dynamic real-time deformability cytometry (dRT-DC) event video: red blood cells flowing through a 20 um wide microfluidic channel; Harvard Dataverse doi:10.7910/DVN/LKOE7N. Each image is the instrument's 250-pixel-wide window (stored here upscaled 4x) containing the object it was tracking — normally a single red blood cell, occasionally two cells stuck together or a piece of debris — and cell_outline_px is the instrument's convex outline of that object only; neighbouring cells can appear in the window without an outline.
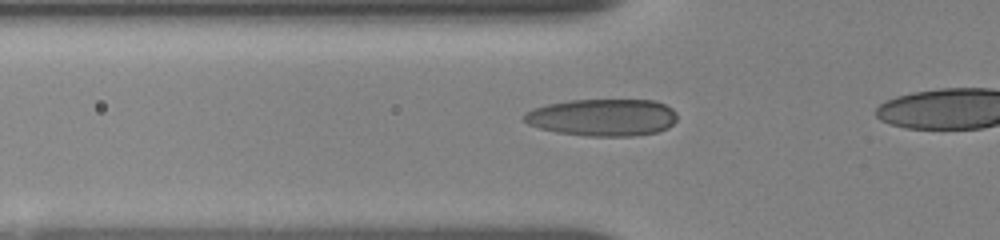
{"species": "human", "species_latin": "Homo sapiens", "temperature_condition": "room temperature", "stored_images_in_passage": 21, "camera_frame_rate_fps": 3000, "um_per_image_px": 0.085, "donor": {"sex": "female"}, "frame": {"image": 1, "passage_image": 15, "time_ms": 4.667, "image_size_px": [1000, 240], "cell_outline_px": [[676, 120], [668, 128], [656, 132], [632, 136], [588, 136], [556, 132], [540, 128], [528, 124], [524, 120], [524, 112], [532, 108], [548, 104], [572, 100], [656, 100], [672, 108], [676, 112]], "centroid_in_image_um": [51.22, 9.98], "position_along_channel_um": 74.6, "area_um2": 33.18}}
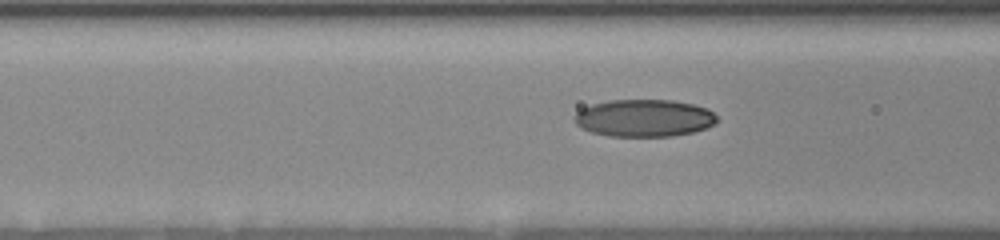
{"frame": {"image": 2, "passage_image": 18, "time_ms": 5.667, "image_size_px": [1000, 240], "cell_outline_px": [[716, 124], [692, 132], [672, 136], [608, 136], [592, 132], [580, 128], [576, 124], [576, 112], [580, 108], [592, 104], [608, 100], [672, 100], [692, 104], [708, 108], [716, 116]], "centroid_in_image_um": [54.73, 10.03], "position_along_channel_um": 111.9, "area_um2": 30.98}}